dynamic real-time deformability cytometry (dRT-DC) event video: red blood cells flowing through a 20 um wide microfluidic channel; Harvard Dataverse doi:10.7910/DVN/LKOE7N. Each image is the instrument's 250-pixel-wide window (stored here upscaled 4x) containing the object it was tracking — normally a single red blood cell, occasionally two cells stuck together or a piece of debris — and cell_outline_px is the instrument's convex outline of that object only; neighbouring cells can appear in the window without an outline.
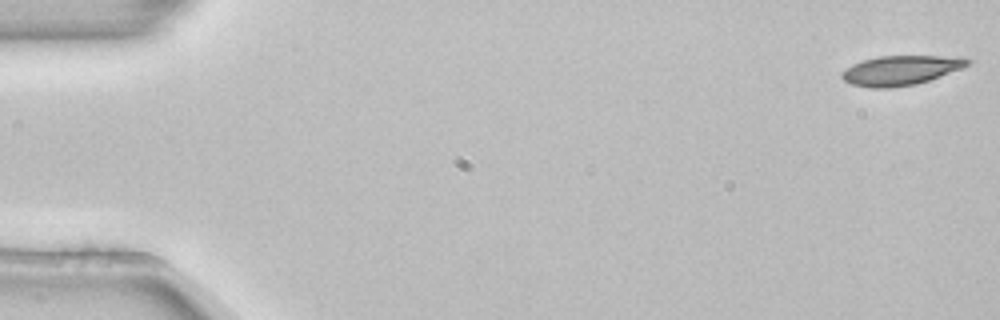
{"species": "common noctule bat (a hibernating species)", "species_latin": "Nyctalus noctula", "temperature_condition": "room temperature", "stored_images_in_passage": 5, "camera_frame_rate_fps": 3000, "um_per_image_px": 0.085, "animal": {"sex": "female", "body_mass_g": 22.7, "forearm_length_mm": 54.2}, "frame": {"image": 1, "passage_image": 1, "time_ms": 0.0, "image_size_px": [1000, 320], "cell_outline_px": [[972, 60], [964, 68], [916, 84], [888, 88], [868, 88], [852, 84], [844, 80], [840, 76], [840, 72], [852, 64], [864, 60], [880, 56], [964, 56]], "centroid_in_image_um": [76.58, 5.97], "position_along_channel_um": 8.4, "area_um2": 21.79}}
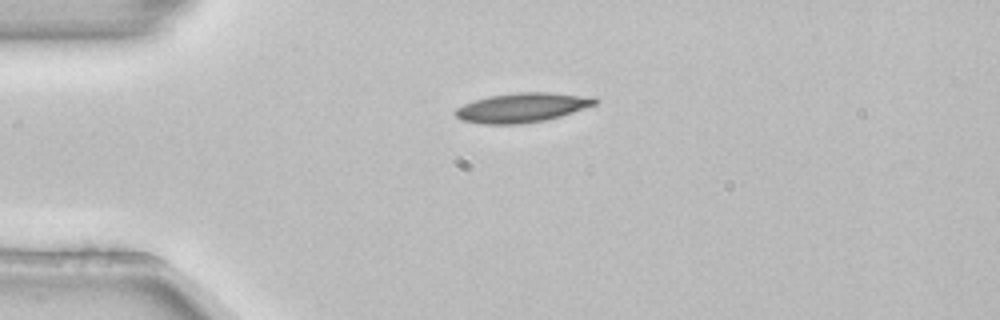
{"frame": {"image": 2, "passage_image": 3, "time_ms": 0.667, "image_size_px": [1000, 320], "cell_outline_px": [[600, 100], [596, 104], [560, 116], [544, 120], [520, 124], [484, 124], [460, 120], [452, 112], [456, 108], [464, 104], [488, 96], [516, 92], [548, 92], [596, 96]], "centroid_in_image_um": [44.4, 9.13], "position_along_channel_um": 40.6, "area_um2": 24.1}}